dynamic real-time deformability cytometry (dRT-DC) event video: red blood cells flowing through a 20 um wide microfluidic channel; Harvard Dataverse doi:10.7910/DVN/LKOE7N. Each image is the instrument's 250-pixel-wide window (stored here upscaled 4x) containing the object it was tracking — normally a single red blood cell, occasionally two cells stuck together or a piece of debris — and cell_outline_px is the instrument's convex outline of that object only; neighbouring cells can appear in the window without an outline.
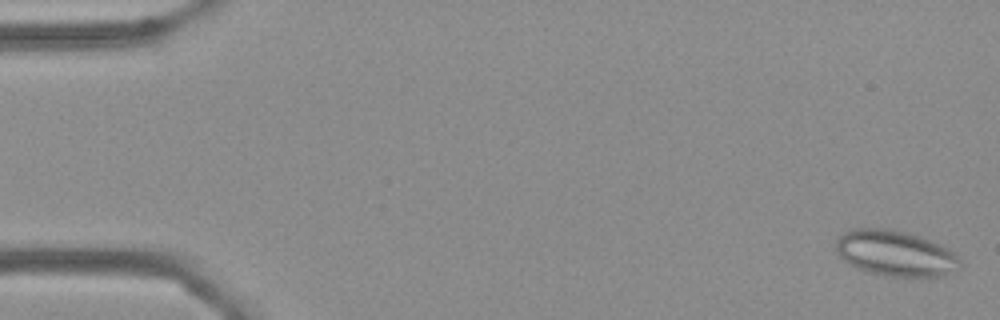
{"species": "Egyptian fruit bat (a non-hibernating species)", "species_latin": "Rousettus aegyptiacus", "temperature_condition": "cold", "stored_images_in_passage": 55, "camera_frame_rate_fps": 3000, "um_per_image_px": 0.085, "frame": {"image": 1, "passage_image": 1, "time_ms": 0.0, "image_size_px": [1000, 320], "cell_outline_px": [[960, 268], [944, 276], [888, 276], [872, 272], [860, 268], [844, 260], [836, 252], [836, 240], [844, 232], [852, 228], [888, 228], [920, 236], [940, 244], [948, 248], [960, 260]], "centroid_in_image_um": [76.12, 21.51], "position_along_channel_um": 8.9, "area_um2": 32.71}}
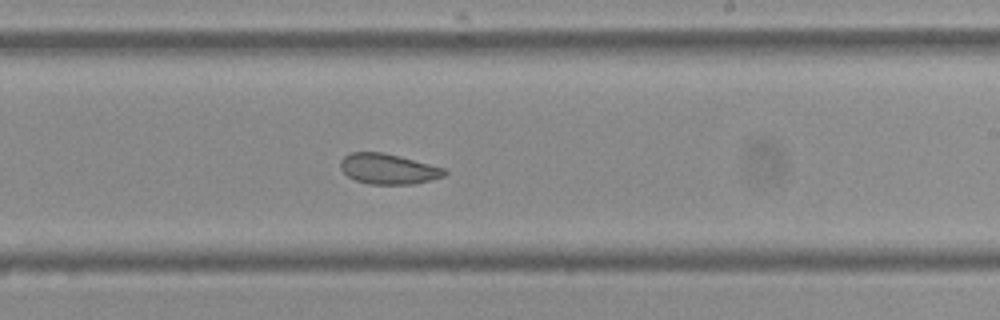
{"frame": {"image": 2, "passage_image": 33, "time_ms": 10.667, "image_size_px": [1000, 320], "cell_outline_px": [[448, 172], [444, 176], [432, 180], [412, 184], [368, 184], [356, 180], [348, 176], [340, 168], [340, 160], [344, 156], [352, 152], [384, 152], [444, 168]], "centroid_in_image_um": [32.99, 14.36], "position_along_channel_um": 256.0, "area_um2": 18.38}}
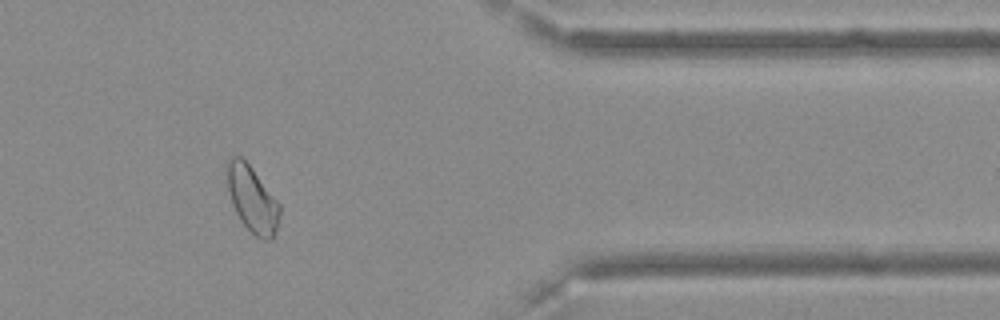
{"frame": {"image": 3, "passage_image": 46, "time_ms": 15.0, "image_size_px": [1000, 320], "cell_outline_px": [[280, 212], [276, 228], [272, 240], [260, 240], [240, 220], [236, 212], [228, 188], [224, 172], [224, 168], [228, 160], [232, 156], [240, 156], [252, 168], [280, 204]], "centroid_in_image_um": [21.41, 16.9], "position_along_channel_um": 390.0, "area_um2": 20.17}, "authors_computed_cell_mechanics": {"area_um2": 20.8658, "velocity_mm_per_s": 3.5992, "shape_relaxation_time_tau1_ms": null, "shape_relaxation_time_tau2_ms": 2.1987, "deformation_change_tau1": null, "deformation_change_tau2": 0.0666}}